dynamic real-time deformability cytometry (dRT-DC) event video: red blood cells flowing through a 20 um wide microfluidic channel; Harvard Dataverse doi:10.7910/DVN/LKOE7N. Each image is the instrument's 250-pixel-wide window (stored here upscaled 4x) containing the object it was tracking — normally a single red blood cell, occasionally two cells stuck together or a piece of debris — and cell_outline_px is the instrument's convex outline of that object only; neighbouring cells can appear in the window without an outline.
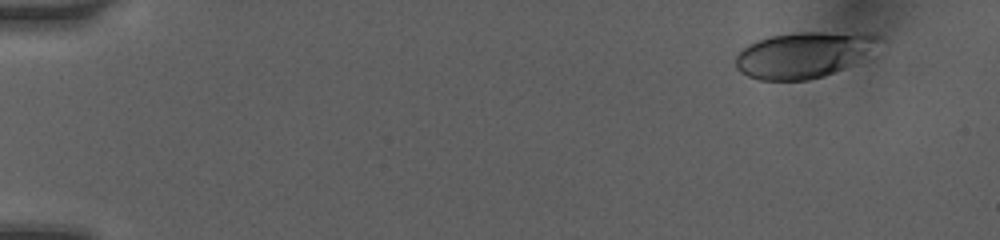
{"species": "human", "species_latin": "Homo sapiens", "temperature_condition": "room temperature", "stored_images_in_passage": 9, "camera_frame_rate_fps": 3000, "um_per_image_px": 0.085, "donor": {"sex": "female"}, "frame": {"image": 1, "passage_image": 1, "time_ms": 0.0, "image_size_px": [1000, 240], "cell_outline_px": [[888, 40], [852, 64], [844, 68], [824, 76], [808, 80], [760, 80], [748, 76], [740, 72], [736, 68], [736, 56], [748, 44], [772, 36], [796, 32], [872, 32]], "centroid_in_image_um": [68.4, 4.63], "position_along_channel_um": 16.6, "area_um2": 38.67}}
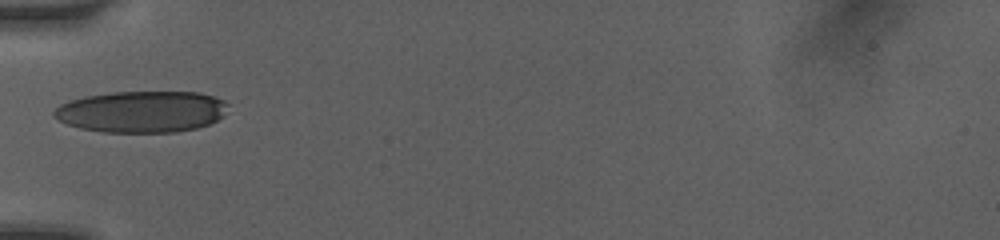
{"frame": {"image": 2, "passage_image": 6, "time_ms": 4.667, "image_size_px": [1000, 240], "cell_outline_px": [[228, 104], [224, 116], [208, 124], [196, 128], [176, 132], [100, 132], [80, 128], [68, 124], [52, 116], [52, 112], [60, 104], [68, 100], [84, 96], [112, 92], [200, 92], [224, 100]], "centroid_in_image_um": [12.03, 9.49], "position_along_channel_um": 73.0, "area_um2": 42.25}}
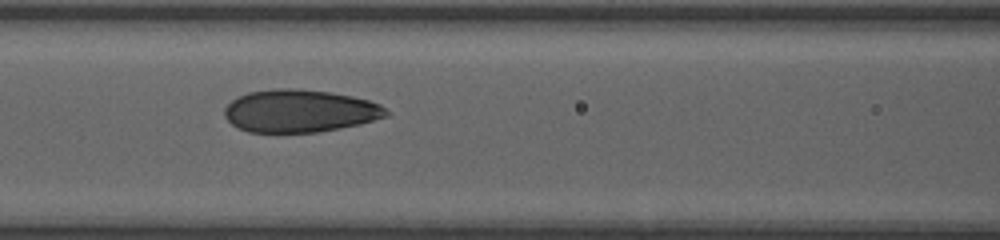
{"frame": {"image": 3, "passage_image": 8, "time_ms": 6.333, "image_size_px": [1000, 240], "cell_outline_px": [[392, 112], [388, 116], [360, 124], [320, 132], [248, 132], [232, 124], [224, 116], [224, 108], [236, 96], [248, 92], [276, 88], [292, 88], [328, 92], [352, 96], [368, 100], [380, 104]], "centroid_in_image_um": [25.49, 9.43], "position_along_channel_um": 141.1, "area_um2": 40.34}}